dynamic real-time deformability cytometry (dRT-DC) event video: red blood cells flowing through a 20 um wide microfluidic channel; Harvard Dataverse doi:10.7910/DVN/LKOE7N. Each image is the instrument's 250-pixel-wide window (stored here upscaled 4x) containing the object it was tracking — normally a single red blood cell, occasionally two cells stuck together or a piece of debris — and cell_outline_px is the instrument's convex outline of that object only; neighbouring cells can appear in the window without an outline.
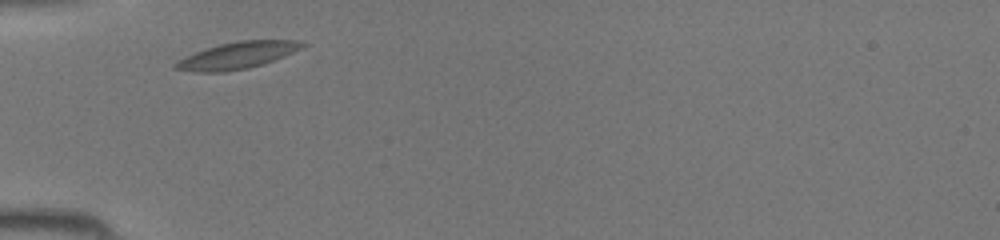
{"species": "common noctule bat (a hibernating species)", "species_latin": "Nyctalus noctula", "temperature_condition": "room temperature", "stored_images_in_passage": 25, "camera_frame_rate_fps": 3000, "um_per_image_px": 0.085, "animal": {"sex": "female", "body_mass_g": 19.5, "forearm_length_mm": 54.1}, "frame": {"image": 1, "passage_image": 1, "time_ms": 0.0, "image_size_px": [1000, 240], "cell_outline_px": [[308, 44], [284, 56], [248, 68], [224, 72], [196, 72], [172, 68], [172, 64], [176, 60], [184, 56], [220, 44], [236, 40], [296, 40]], "centroid_in_image_um": [20.1, 4.71], "position_along_channel_um": 64.9, "area_um2": 19.65}}
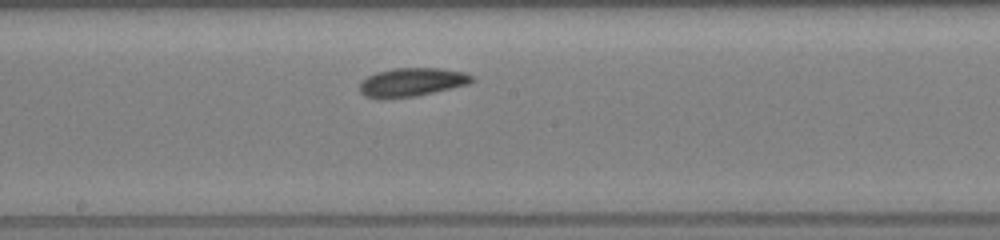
{"frame": {"image": 2, "passage_image": 11, "time_ms": 3.333, "image_size_px": [1000, 240], "cell_outline_px": [[476, 80], [468, 84], [452, 88], [416, 96], [380, 100], [364, 96], [360, 92], [360, 80], [376, 72], [392, 68], [440, 68], [464, 72], [472, 76]], "centroid_in_image_um": [34.96, 7.0], "position_along_channel_um": 213.2, "area_um2": 19.02}}
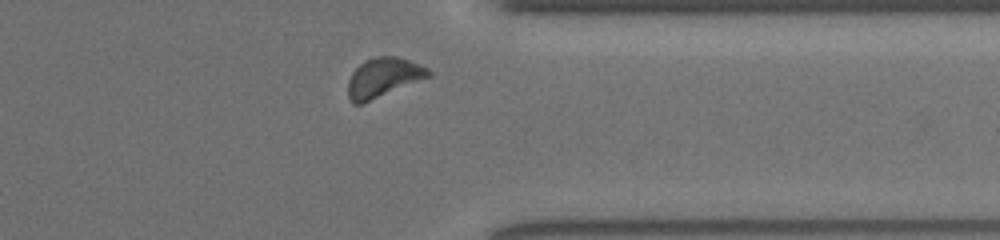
{"frame": {"image": 3, "passage_image": 22, "time_ms": 7.0, "image_size_px": [1000, 240], "cell_outline_px": [[432, 76], [360, 104], [352, 104], [348, 96], [348, 80], [352, 72], [364, 60], [376, 56], [396, 56], [408, 60], [428, 68], [432, 72]], "centroid_in_image_um": [32.58, 6.58], "position_along_channel_um": 378.8, "area_um2": 18.38}}